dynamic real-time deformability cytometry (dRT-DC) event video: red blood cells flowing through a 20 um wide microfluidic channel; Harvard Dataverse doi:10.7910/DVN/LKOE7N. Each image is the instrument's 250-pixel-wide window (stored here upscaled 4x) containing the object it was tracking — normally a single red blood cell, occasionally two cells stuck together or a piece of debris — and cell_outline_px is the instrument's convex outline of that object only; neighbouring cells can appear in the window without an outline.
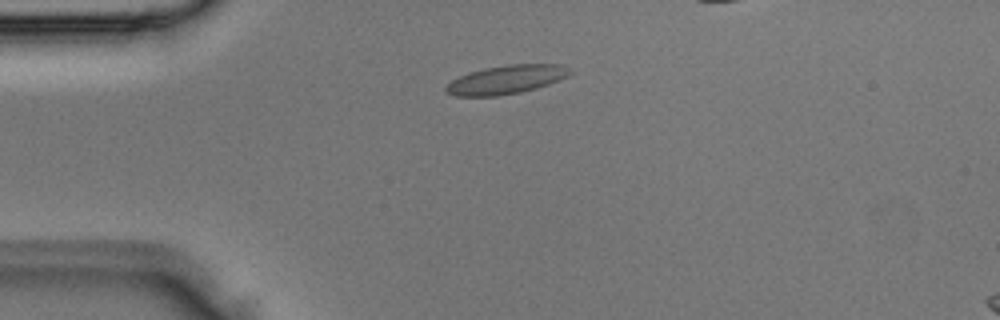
{"species": "Egyptian fruit bat (a non-hibernating species)", "species_latin": "Rousettus aegyptiacus", "temperature_condition": "room temperature", "stored_images_in_passage": 3, "camera_frame_rate_fps": 3000, "um_per_image_px": 0.085, "animal": {"sex": "male"}, "frame": {"image": 1, "passage_image": 3, "time_ms": 0.667, "image_size_px": [1000, 320], "cell_outline_px": [[572, 72], [568, 76], [548, 84], [536, 88], [520, 92], [496, 96], [456, 96], [448, 92], [444, 88], [452, 80], [468, 72], [484, 68], [508, 64], [564, 64], [572, 68]], "centroid_in_image_um": [43.07, 6.75], "position_along_channel_um": 41.9, "area_um2": 20.75}}